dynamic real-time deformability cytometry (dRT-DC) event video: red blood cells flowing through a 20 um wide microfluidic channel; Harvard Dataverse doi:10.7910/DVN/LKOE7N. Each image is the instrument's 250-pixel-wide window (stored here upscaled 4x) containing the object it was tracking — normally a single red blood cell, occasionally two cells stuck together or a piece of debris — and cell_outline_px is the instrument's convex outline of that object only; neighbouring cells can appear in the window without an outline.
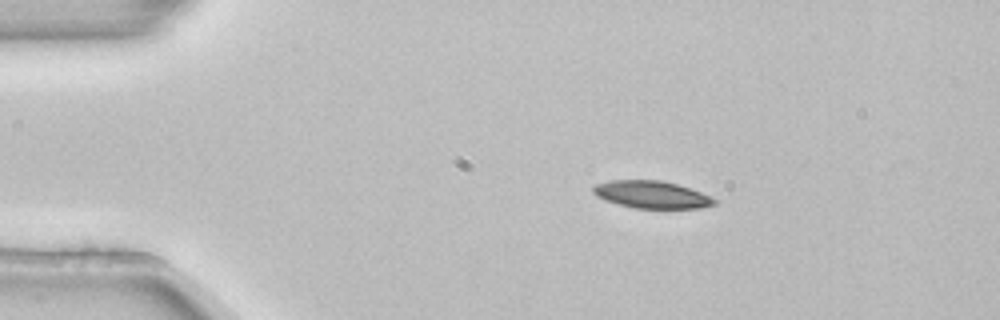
{"species": "common noctule bat (a hibernating species)", "species_latin": "Nyctalus noctula", "temperature_condition": "room temperature", "stored_images_in_passage": 4, "camera_frame_rate_fps": 3000, "um_per_image_px": 0.085, "animal": {"sex": "female", "body_mass_g": 22.7, "forearm_length_mm": 54.2}, "frame": {"image": 1, "passage_image": 1, "time_ms": 0.0, "image_size_px": [1000, 320], "cell_outline_px": [[716, 204], [700, 208], [636, 208], [604, 200], [596, 196], [592, 192], [592, 188], [596, 184], [608, 180], [660, 180], [676, 184], [700, 192], [716, 200]], "centroid_in_image_um": [55.34, 16.53], "position_along_channel_um": 29.7, "area_um2": 19.13}}
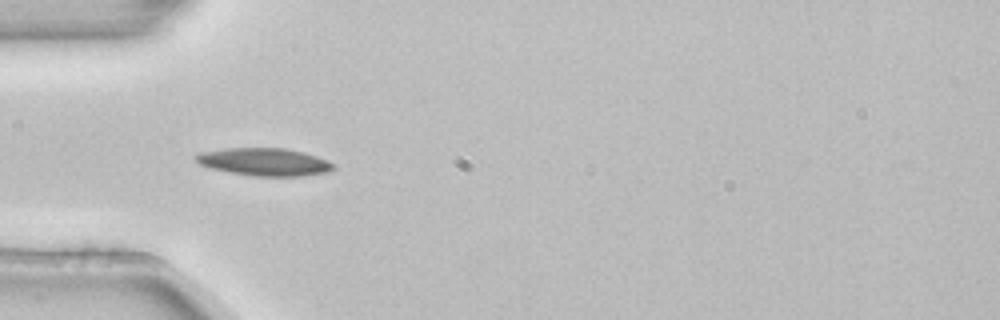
{"frame": {"image": 2, "passage_image": 3, "time_ms": 0.667, "image_size_px": [1000, 320], "cell_outline_px": [[336, 168], [328, 172], [300, 176], [252, 176], [208, 168], [200, 164], [192, 156], [200, 152], [224, 148], [284, 148], [304, 152], [328, 160], [336, 164]], "centroid_in_image_um": [22.47, 13.76], "position_along_channel_um": 62.5, "area_um2": 22.43}}